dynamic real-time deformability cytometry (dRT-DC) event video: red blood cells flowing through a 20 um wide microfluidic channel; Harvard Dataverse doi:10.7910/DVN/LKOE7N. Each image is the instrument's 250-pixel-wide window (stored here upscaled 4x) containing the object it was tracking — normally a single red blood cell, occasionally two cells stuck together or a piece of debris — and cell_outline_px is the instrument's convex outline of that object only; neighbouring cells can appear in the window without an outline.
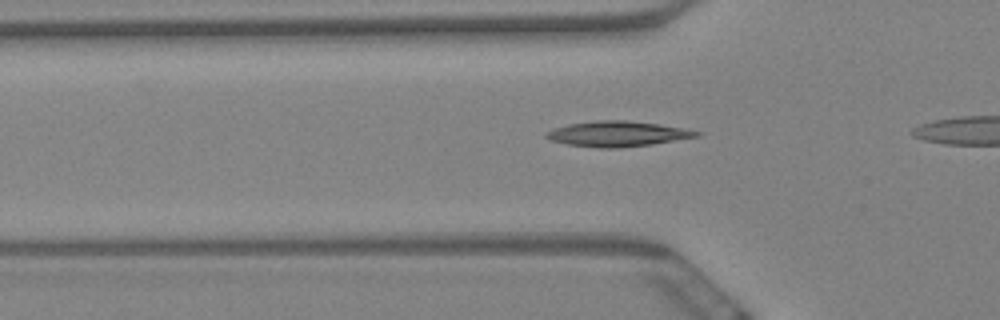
{"species": "Egyptian fruit bat (a non-hibernating species)", "species_latin": "Rousettus aegyptiacus", "temperature_condition": "warm", "stored_images_in_passage": 33, "camera_frame_rate_fps": 3000, "um_per_image_px": 0.085, "animal": {"sex": "female"}, "frame": {"image": 1, "passage_image": 5, "time_ms": 1.333, "image_size_px": [1000, 320], "cell_outline_px": [[700, 136], [652, 144], [616, 148], [600, 148], [568, 144], [552, 140], [544, 136], [544, 132], [568, 124], [596, 120], [624, 120], [660, 124], [700, 132]], "centroid_in_image_um": [52.46, 11.37], "position_along_channel_um": 73.3, "area_um2": 21.91}}
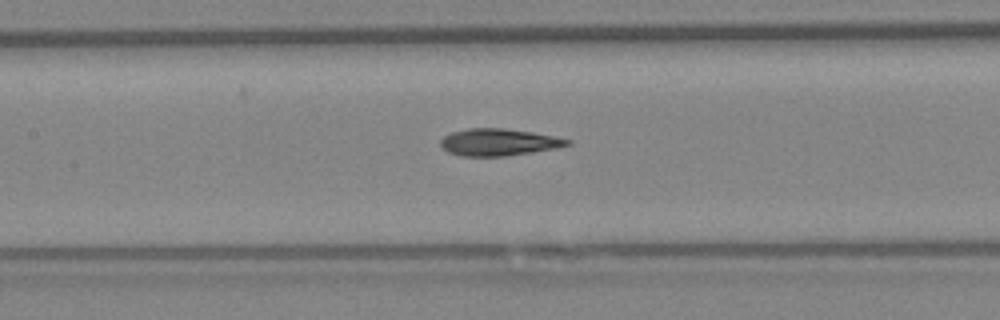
{"frame": {"image": 2, "passage_image": 13, "time_ms": 4.0, "image_size_px": [1000, 320], "cell_outline_px": [[572, 144], [556, 148], [532, 152], [504, 156], [460, 156], [448, 152], [440, 144], [440, 140], [444, 136], [452, 132], [468, 128], [504, 128], [532, 132], [572, 140]], "centroid_in_image_um": [42.38, 12.08], "position_along_channel_um": 165.0, "area_um2": 19.88}}
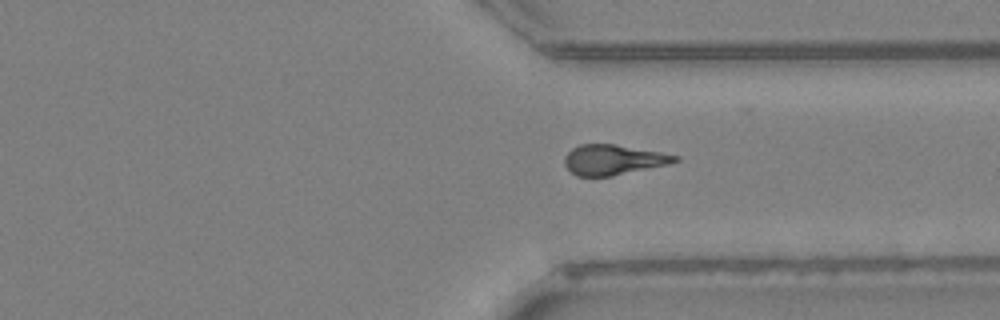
{"frame": {"image": 3, "passage_image": 30, "time_ms": 9.667, "image_size_px": [1000, 320], "cell_outline_px": [[680, 160], [668, 164], [612, 176], [576, 176], [564, 164], [564, 156], [572, 148], [580, 144], [616, 144], [660, 152], [680, 156]], "centroid_in_image_um": [52.12, 13.57], "position_along_channel_um": 359.3, "area_um2": 19.36}}